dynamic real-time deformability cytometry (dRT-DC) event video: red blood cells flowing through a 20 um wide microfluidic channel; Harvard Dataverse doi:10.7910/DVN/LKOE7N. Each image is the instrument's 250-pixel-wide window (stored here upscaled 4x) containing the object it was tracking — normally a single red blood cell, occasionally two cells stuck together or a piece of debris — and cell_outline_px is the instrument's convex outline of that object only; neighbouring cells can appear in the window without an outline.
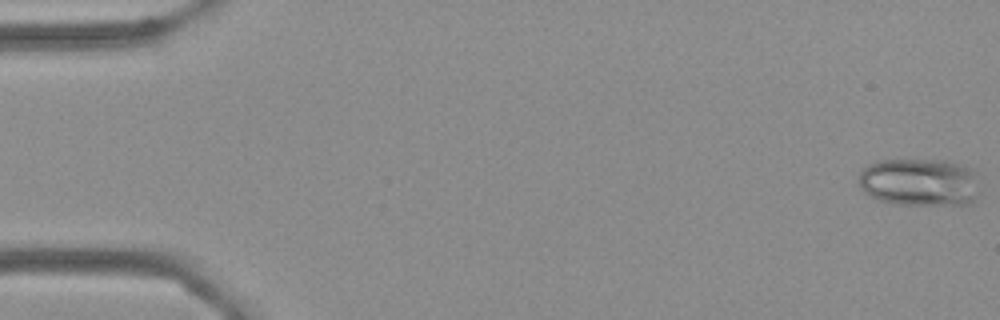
{"species": "Egyptian fruit bat (a non-hibernating species)", "species_latin": "Rousettus aegyptiacus", "temperature_condition": "cold", "stored_images_in_passage": 5, "camera_frame_rate_fps": 3000, "um_per_image_px": 0.085, "frame": {"image": 1, "passage_image": 1, "time_ms": 0.0, "image_size_px": [1000, 320], "cell_outline_px": [[976, 200], [972, 204], [896, 204], [880, 200], [864, 192], [860, 188], [860, 172], [868, 164], [876, 160], [944, 160], [960, 164], [972, 168], [976, 172]], "centroid_in_image_um": [78.16, 15.47], "position_along_channel_um": 6.8, "area_um2": 33.64}}